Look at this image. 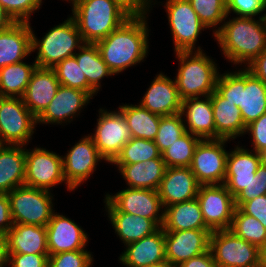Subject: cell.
I'll use <instances>...</instances> for the list:
<instances>
[{"instance_id": "cell-1", "label": "cell", "mask_w": 266, "mask_h": 267, "mask_svg": "<svg viewBox=\"0 0 266 267\" xmlns=\"http://www.w3.org/2000/svg\"><path fill=\"white\" fill-rule=\"evenodd\" d=\"M148 16H131L107 37L97 41L103 61L114 75L143 62L148 54Z\"/></svg>"}, {"instance_id": "cell-2", "label": "cell", "mask_w": 266, "mask_h": 267, "mask_svg": "<svg viewBox=\"0 0 266 267\" xmlns=\"http://www.w3.org/2000/svg\"><path fill=\"white\" fill-rule=\"evenodd\" d=\"M213 35L225 58L248 66L266 48V18H228Z\"/></svg>"}, {"instance_id": "cell-3", "label": "cell", "mask_w": 266, "mask_h": 267, "mask_svg": "<svg viewBox=\"0 0 266 267\" xmlns=\"http://www.w3.org/2000/svg\"><path fill=\"white\" fill-rule=\"evenodd\" d=\"M216 90L240 109L245 126L266 113V85L246 67L219 74Z\"/></svg>"}, {"instance_id": "cell-4", "label": "cell", "mask_w": 266, "mask_h": 267, "mask_svg": "<svg viewBox=\"0 0 266 267\" xmlns=\"http://www.w3.org/2000/svg\"><path fill=\"white\" fill-rule=\"evenodd\" d=\"M72 17L85 43H96L131 16L114 0H70Z\"/></svg>"}, {"instance_id": "cell-5", "label": "cell", "mask_w": 266, "mask_h": 267, "mask_svg": "<svg viewBox=\"0 0 266 267\" xmlns=\"http://www.w3.org/2000/svg\"><path fill=\"white\" fill-rule=\"evenodd\" d=\"M179 59L174 78L181 100L211 95L216 90L219 71L214 59L198 46L195 51L175 52Z\"/></svg>"}, {"instance_id": "cell-6", "label": "cell", "mask_w": 266, "mask_h": 267, "mask_svg": "<svg viewBox=\"0 0 266 267\" xmlns=\"http://www.w3.org/2000/svg\"><path fill=\"white\" fill-rule=\"evenodd\" d=\"M32 30V52L38 50L35 58L37 67L53 68L57 63L76 54L85 42L73 17L56 25L38 40Z\"/></svg>"}, {"instance_id": "cell-7", "label": "cell", "mask_w": 266, "mask_h": 267, "mask_svg": "<svg viewBox=\"0 0 266 267\" xmlns=\"http://www.w3.org/2000/svg\"><path fill=\"white\" fill-rule=\"evenodd\" d=\"M51 191L21 185L8 193L13 223L46 226L53 213Z\"/></svg>"}, {"instance_id": "cell-8", "label": "cell", "mask_w": 266, "mask_h": 267, "mask_svg": "<svg viewBox=\"0 0 266 267\" xmlns=\"http://www.w3.org/2000/svg\"><path fill=\"white\" fill-rule=\"evenodd\" d=\"M35 125L37 118L22 98L0 96V145L25 146L32 139Z\"/></svg>"}, {"instance_id": "cell-9", "label": "cell", "mask_w": 266, "mask_h": 267, "mask_svg": "<svg viewBox=\"0 0 266 267\" xmlns=\"http://www.w3.org/2000/svg\"><path fill=\"white\" fill-rule=\"evenodd\" d=\"M209 250L217 267H259L260 249L231 230H214Z\"/></svg>"}, {"instance_id": "cell-10", "label": "cell", "mask_w": 266, "mask_h": 267, "mask_svg": "<svg viewBox=\"0 0 266 267\" xmlns=\"http://www.w3.org/2000/svg\"><path fill=\"white\" fill-rule=\"evenodd\" d=\"M104 203L106 211L126 212L149 218L159 227L163 225L164 207L156 190L126 187L112 196L106 194Z\"/></svg>"}, {"instance_id": "cell-11", "label": "cell", "mask_w": 266, "mask_h": 267, "mask_svg": "<svg viewBox=\"0 0 266 267\" xmlns=\"http://www.w3.org/2000/svg\"><path fill=\"white\" fill-rule=\"evenodd\" d=\"M95 133L90 135L100 155L112 163L120 154L123 146L132 138L122 112L99 109Z\"/></svg>"}, {"instance_id": "cell-12", "label": "cell", "mask_w": 266, "mask_h": 267, "mask_svg": "<svg viewBox=\"0 0 266 267\" xmlns=\"http://www.w3.org/2000/svg\"><path fill=\"white\" fill-rule=\"evenodd\" d=\"M227 139H204L197 144L190 170L200 185L224 184L226 160L225 150Z\"/></svg>"}, {"instance_id": "cell-13", "label": "cell", "mask_w": 266, "mask_h": 267, "mask_svg": "<svg viewBox=\"0 0 266 267\" xmlns=\"http://www.w3.org/2000/svg\"><path fill=\"white\" fill-rule=\"evenodd\" d=\"M25 180L24 185L51 191L52 187L66 183L63 173L62 155L45 148L26 149L25 146Z\"/></svg>"}, {"instance_id": "cell-14", "label": "cell", "mask_w": 266, "mask_h": 267, "mask_svg": "<svg viewBox=\"0 0 266 267\" xmlns=\"http://www.w3.org/2000/svg\"><path fill=\"white\" fill-rule=\"evenodd\" d=\"M168 23L173 37L174 51H195L197 38L207 29L199 20L188 0H166Z\"/></svg>"}, {"instance_id": "cell-15", "label": "cell", "mask_w": 266, "mask_h": 267, "mask_svg": "<svg viewBox=\"0 0 266 267\" xmlns=\"http://www.w3.org/2000/svg\"><path fill=\"white\" fill-rule=\"evenodd\" d=\"M196 198L205 224L212 231L230 229L236 206L224 184L200 185Z\"/></svg>"}, {"instance_id": "cell-16", "label": "cell", "mask_w": 266, "mask_h": 267, "mask_svg": "<svg viewBox=\"0 0 266 267\" xmlns=\"http://www.w3.org/2000/svg\"><path fill=\"white\" fill-rule=\"evenodd\" d=\"M63 160V173L68 191H74L96 171L97 163L105 159L100 155L90 135L84 136L68 150Z\"/></svg>"}, {"instance_id": "cell-17", "label": "cell", "mask_w": 266, "mask_h": 267, "mask_svg": "<svg viewBox=\"0 0 266 267\" xmlns=\"http://www.w3.org/2000/svg\"><path fill=\"white\" fill-rule=\"evenodd\" d=\"M211 229L164 231L165 257L172 266L209 250Z\"/></svg>"}, {"instance_id": "cell-18", "label": "cell", "mask_w": 266, "mask_h": 267, "mask_svg": "<svg viewBox=\"0 0 266 267\" xmlns=\"http://www.w3.org/2000/svg\"><path fill=\"white\" fill-rule=\"evenodd\" d=\"M49 255L61 252L87 250L88 235L74 220L65 215L53 213L46 225Z\"/></svg>"}, {"instance_id": "cell-19", "label": "cell", "mask_w": 266, "mask_h": 267, "mask_svg": "<svg viewBox=\"0 0 266 267\" xmlns=\"http://www.w3.org/2000/svg\"><path fill=\"white\" fill-rule=\"evenodd\" d=\"M92 98L85 91L60 85L50 104L37 117V123L51 125L70 123L75 116L80 115V111Z\"/></svg>"}, {"instance_id": "cell-20", "label": "cell", "mask_w": 266, "mask_h": 267, "mask_svg": "<svg viewBox=\"0 0 266 267\" xmlns=\"http://www.w3.org/2000/svg\"><path fill=\"white\" fill-rule=\"evenodd\" d=\"M199 186L190 167H167L158 189L163 207L195 199Z\"/></svg>"}, {"instance_id": "cell-21", "label": "cell", "mask_w": 266, "mask_h": 267, "mask_svg": "<svg viewBox=\"0 0 266 267\" xmlns=\"http://www.w3.org/2000/svg\"><path fill=\"white\" fill-rule=\"evenodd\" d=\"M154 78L142 97L140 105L161 117L181 113L182 100L175 80L161 72Z\"/></svg>"}, {"instance_id": "cell-22", "label": "cell", "mask_w": 266, "mask_h": 267, "mask_svg": "<svg viewBox=\"0 0 266 267\" xmlns=\"http://www.w3.org/2000/svg\"><path fill=\"white\" fill-rule=\"evenodd\" d=\"M259 166V156L255 151L237 145L228 152L224 185L233 197L249 184Z\"/></svg>"}, {"instance_id": "cell-23", "label": "cell", "mask_w": 266, "mask_h": 267, "mask_svg": "<svg viewBox=\"0 0 266 267\" xmlns=\"http://www.w3.org/2000/svg\"><path fill=\"white\" fill-rule=\"evenodd\" d=\"M125 246L126 250L122 252L118 261L126 267H145L166 261L162 227L151 235Z\"/></svg>"}, {"instance_id": "cell-24", "label": "cell", "mask_w": 266, "mask_h": 267, "mask_svg": "<svg viewBox=\"0 0 266 267\" xmlns=\"http://www.w3.org/2000/svg\"><path fill=\"white\" fill-rule=\"evenodd\" d=\"M60 83L52 68L36 67L22 97L24 104L37 118L55 97Z\"/></svg>"}, {"instance_id": "cell-25", "label": "cell", "mask_w": 266, "mask_h": 267, "mask_svg": "<svg viewBox=\"0 0 266 267\" xmlns=\"http://www.w3.org/2000/svg\"><path fill=\"white\" fill-rule=\"evenodd\" d=\"M181 114L184 116L183 120L187 132L201 140L215 139V124L210 95L203 99L195 97L182 100Z\"/></svg>"}, {"instance_id": "cell-26", "label": "cell", "mask_w": 266, "mask_h": 267, "mask_svg": "<svg viewBox=\"0 0 266 267\" xmlns=\"http://www.w3.org/2000/svg\"><path fill=\"white\" fill-rule=\"evenodd\" d=\"M29 23L16 22L0 31V69L21 62L32 52V27Z\"/></svg>"}, {"instance_id": "cell-27", "label": "cell", "mask_w": 266, "mask_h": 267, "mask_svg": "<svg viewBox=\"0 0 266 267\" xmlns=\"http://www.w3.org/2000/svg\"><path fill=\"white\" fill-rule=\"evenodd\" d=\"M215 124V139H236L246 130L240 109L226 100L217 90L211 95Z\"/></svg>"}, {"instance_id": "cell-28", "label": "cell", "mask_w": 266, "mask_h": 267, "mask_svg": "<svg viewBox=\"0 0 266 267\" xmlns=\"http://www.w3.org/2000/svg\"><path fill=\"white\" fill-rule=\"evenodd\" d=\"M119 170L130 188L158 191L166 170L162 158H153L134 164H113Z\"/></svg>"}, {"instance_id": "cell-29", "label": "cell", "mask_w": 266, "mask_h": 267, "mask_svg": "<svg viewBox=\"0 0 266 267\" xmlns=\"http://www.w3.org/2000/svg\"><path fill=\"white\" fill-rule=\"evenodd\" d=\"M6 236L9 253L49 254L46 226L13 223Z\"/></svg>"}, {"instance_id": "cell-30", "label": "cell", "mask_w": 266, "mask_h": 267, "mask_svg": "<svg viewBox=\"0 0 266 267\" xmlns=\"http://www.w3.org/2000/svg\"><path fill=\"white\" fill-rule=\"evenodd\" d=\"M26 156L22 145H0V194L24 185Z\"/></svg>"}, {"instance_id": "cell-31", "label": "cell", "mask_w": 266, "mask_h": 267, "mask_svg": "<svg viewBox=\"0 0 266 267\" xmlns=\"http://www.w3.org/2000/svg\"><path fill=\"white\" fill-rule=\"evenodd\" d=\"M164 231L210 229L204 221L197 198L164 208Z\"/></svg>"}, {"instance_id": "cell-32", "label": "cell", "mask_w": 266, "mask_h": 267, "mask_svg": "<svg viewBox=\"0 0 266 267\" xmlns=\"http://www.w3.org/2000/svg\"><path fill=\"white\" fill-rule=\"evenodd\" d=\"M115 233L127 245L156 232L160 227L151 219L121 211H106Z\"/></svg>"}, {"instance_id": "cell-33", "label": "cell", "mask_w": 266, "mask_h": 267, "mask_svg": "<svg viewBox=\"0 0 266 267\" xmlns=\"http://www.w3.org/2000/svg\"><path fill=\"white\" fill-rule=\"evenodd\" d=\"M78 51L74 57L89 83V94L93 97L101 89L100 81L114 74L103 61L95 43H85Z\"/></svg>"}, {"instance_id": "cell-34", "label": "cell", "mask_w": 266, "mask_h": 267, "mask_svg": "<svg viewBox=\"0 0 266 267\" xmlns=\"http://www.w3.org/2000/svg\"><path fill=\"white\" fill-rule=\"evenodd\" d=\"M119 110L127 121L132 138L154 141L158 132L161 116L153 114L140 104H123L119 106Z\"/></svg>"}, {"instance_id": "cell-35", "label": "cell", "mask_w": 266, "mask_h": 267, "mask_svg": "<svg viewBox=\"0 0 266 267\" xmlns=\"http://www.w3.org/2000/svg\"><path fill=\"white\" fill-rule=\"evenodd\" d=\"M37 65L18 62L0 69V96L22 98Z\"/></svg>"}, {"instance_id": "cell-36", "label": "cell", "mask_w": 266, "mask_h": 267, "mask_svg": "<svg viewBox=\"0 0 266 267\" xmlns=\"http://www.w3.org/2000/svg\"><path fill=\"white\" fill-rule=\"evenodd\" d=\"M229 230L259 249L266 243V228L263 224L254 216L243 213L237 207Z\"/></svg>"}, {"instance_id": "cell-37", "label": "cell", "mask_w": 266, "mask_h": 267, "mask_svg": "<svg viewBox=\"0 0 266 267\" xmlns=\"http://www.w3.org/2000/svg\"><path fill=\"white\" fill-rule=\"evenodd\" d=\"M200 140L199 137L186 131L161 153L166 167H190L195 148Z\"/></svg>"}, {"instance_id": "cell-38", "label": "cell", "mask_w": 266, "mask_h": 267, "mask_svg": "<svg viewBox=\"0 0 266 267\" xmlns=\"http://www.w3.org/2000/svg\"><path fill=\"white\" fill-rule=\"evenodd\" d=\"M153 158H162L154 141L131 138L111 164H134Z\"/></svg>"}, {"instance_id": "cell-39", "label": "cell", "mask_w": 266, "mask_h": 267, "mask_svg": "<svg viewBox=\"0 0 266 267\" xmlns=\"http://www.w3.org/2000/svg\"><path fill=\"white\" fill-rule=\"evenodd\" d=\"M199 20L206 28H217L213 30V35L220 29L227 16L226 0H188ZM219 25V27H217Z\"/></svg>"}, {"instance_id": "cell-40", "label": "cell", "mask_w": 266, "mask_h": 267, "mask_svg": "<svg viewBox=\"0 0 266 267\" xmlns=\"http://www.w3.org/2000/svg\"><path fill=\"white\" fill-rule=\"evenodd\" d=\"M52 69L60 85L89 93V83L74 56L57 63Z\"/></svg>"}, {"instance_id": "cell-41", "label": "cell", "mask_w": 266, "mask_h": 267, "mask_svg": "<svg viewBox=\"0 0 266 267\" xmlns=\"http://www.w3.org/2000/svg\"><path fill=\"white\" fill-rule=\"evenodd\" d=\"M185 132V124L181 113L162 116L154 142L162 153Z\"/></svg>"}, {"instance_id": "cell-42", "label": "cell", "mask_w": 266, "mask_h": 267, "mask_svg": "<svg viewBox=\"0 0 266 267\" xmlns=\"http://www.w3.org/2000/svg\"><path fill=\"white\" fill-rule=\"evenodd\" d=\"M87 250H75L49 255L48 267H91L93 255Z\"/></svg>"}, {"instance_id": "cell-43", "label": "cell", "mask_w": 266, "mask_h": 267, "mask_svg": "<svg viewBox=\"0 0 266 267\" xmlns=\"http://www.w3.org/2000/svg\"><path fill=\"white\" fill-rule=\"evenodd\" d=\"M15 22L29 23L31 14L40 9L42 0H0Z\"/></svg>"}, {"instance_id": "cell-44", "label": "cell", "mask_w": 266, "mask_h": 267, "mask_svg": "<svg viewBox=\"0 0 266 267\" xmlns=\"http://www.w3.org/2000/svg\"><path fill=\"white\" fill-rule=\"evenodd\" d=\"M266 195V166L260 165L249 184L235 197V206L239 208L244 202Z\"/></svg>"}, {"instance_id": "cell-45", "label": "cell", "mask_w": 266, "mask_h": 267, "mask_svg": "<svg viewBox=\"0 0 266 267\" xmlns=\"http://www.w3.org/2000/svg\"><path fill=\"white\" fill-rule=\"evenodd\" d=\"M227 2V16L231 12L239 17L254 18L259 15L258 18H266V0H226ZM261 14V16H260Z\"/></svg>"}, {"instance_id": "cell-46", "label": "cell", "mask_w": 266, "mask_h": 267, "mask_svg": "<svg viewBox=\"0 0 266 267\" xmlns=\"http://www.w3.org/2000/svg\"><path fill=\"white\" fill-rule=\"evenodd\" d=\"M49 254L9 253L10 267H48Z\"/></svg>"}, {"instance_id": "cell-47", "label": "cell", "mask_w": 266, "mask_h": 267, "mask_svg": "<svg viewBox=\"0 0 266 267\" xmlns=\"http://www.w3.org/2000/svg\"><path fill=\"white\" fill-rule=\"evenodd\" d=\"M251 133L253 150L258 152L266 148V113L246 126L244 134Z\"/></svg>"}, {"instance_id": "cell-48", "label": "cell", "mask_w": 266, "mask_h": 267, "mask_svg": "<svg viewBox=\"0 0 266 267\" xmlns=\"http://www.w3.org/2000/svg\"><path fill=\"white\" fill-rule=\"evenodd\" d=\"M239 209L245 214L254 216L266 228V195L244 202Z\"/></svg>"}, {"instance_id": "cell-49", "label": "cell", "mask_w": 266, "mask_h": 267, "mask_svg": "<svg viewBox=\"0 0 266 267\" xmlns=\"http://www.w3.org/2000/svg\"><path fill=\"white\" fill-rule=\"evenodd\" d=\"M121 6L130 16H148L149 8H152L153 0H114ZM151 5V7H150Z\"/></svg>"}, {"instance_id": "cell-50", "label": "cell", "mask_w": 266, "mask_h": 267, "mask_svg": "<svg viewBox=\"0 0 266 267\" xmlns=\"http://www.w3.org/2000/svg\"><path fill=\"white\" fill-rule=\"evenodd\" d=\"M12 226L13 221L11 218L8 194H0V233L6 235Z\"/></svg>"}, {"instance_id": "cell-51", "label": "cell", "mask_w": 266, "mask_h": 267, "mask_svg": "<svg viewBox=\"0 0 266 267\" xmlns=\"http://www.w3.org/2000/svg\"><path fill=\"white\" fill-rule=\"evenodd\" d=\"M246 67L249 72L266 85V48Z\"/></svg>"}, {"instance_id": "cell-52", "label": "cell", "mask_w": 266, "mask_h": 267, "mask_svg": "<svg viewBox=\"0 0 266 267\" xmlns=\"http://www.w3.org/2000/svg\"><path fill=\"white\" fill-rule=\"evenodd\" d=\"M179 267H217L211 251L208 250L187 261H184Z\"/></svg>"}, {"instance_id": "cell-53", "label": "cell", "mask_w": 266, "mask_h": 267, "mask_svg": "<svg viewBox=\"0 0 266 267\" xmlns=\"http://www.w3.org/2000/svg\"><path fill=\"white\" fill-rule=\"evenodd\" d=\"M9 263V252L7 246V236L0 233V267Z\"/></svg>"}, {"instance_id": "cell-54", "label": "cell", "mask_w": 266, "mask_h": 267, "mask_svg": "<svg viewBox=\"0 0 266 267\" xmlns=\"http://www.w3.org/2000/svg\"><path fill=\"white\" fill-rule=\"evenodd\" d=\"M15 23L16 22L12 19V17L7 13V11L0 3V31L11 27Z\"/></svg>"}, {"instance_id": "cell-55", "label": "cell", "mask_w": 266, "mask_h": 267, "mask_svg": "<svg viewBox=\"0 0 266 267\" xmlns=\"http://www.w3.org/2000/svg\"><path fill=\"white\" fill-rule=\"evenodd\" d=\"M259 267H266V243L260 248Z\"/></svg>"}, {"instance_id": "cell-56", "label": "cell", "mask_w": 266, "mask_h": 267, "mask_svg": "<svg viewBox=\"0 0 266 267\" xmlns=\"http://www.w3.org/2000/svg\"><path fill=\"white\" fill-rule=\"evenodd\" d=\"M260 160V165L266 166V148L257 152Z\"/></svg>"}, {"instance_id": "cell-57", "label": "cell", "mask_w": 266, "mask_h": 267, "mask_svg": "<svg viewBox=\"0 0 266 267\" xmlns=\"http://www.w3.org/2000/svg\"><path fill=\"white\" fill-rule=\"evenodd\" d=\"M145 267H174V266H172L168 261H163V262L145 266Z\"/></svg>"}]
</instances>
